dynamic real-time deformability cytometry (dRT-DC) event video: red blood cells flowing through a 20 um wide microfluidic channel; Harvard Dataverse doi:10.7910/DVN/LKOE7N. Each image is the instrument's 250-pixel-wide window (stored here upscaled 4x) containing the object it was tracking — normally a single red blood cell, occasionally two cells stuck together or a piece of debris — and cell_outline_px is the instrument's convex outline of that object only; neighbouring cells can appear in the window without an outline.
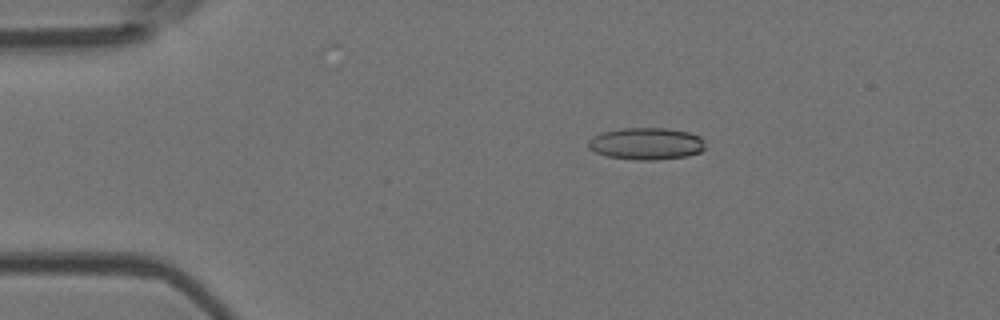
{"species": "Egyptian fruit bat (a non-hibernating species)", "species_latin": "Rousettus aegyptiacus", "temperature_condition": "room temperature", "stored_images_in_passage": 7, "camera_frame_rate_fps": 3000, "um_per_image_px": 0.085, "animal": {"sex": "female"}, "frame": {"image": 1, "passage_image": 3, "time_ms": 2.0, "image_size_px": [1000, 320], "cell_outline_px": [[704, 148], [700, 152], [688, 156], [656, 160], [636, 160], [608, 156], [596, 152], [588, 148], [588, 140], [592, 136], [600, 132], [620, 128], [664, 128], [688, 132], [700, 136], [704, 140]], "centroid_in_image_um": [54.92, 12.21], "position_along_channel_um": 30.1, "area_um2": 21.96}}
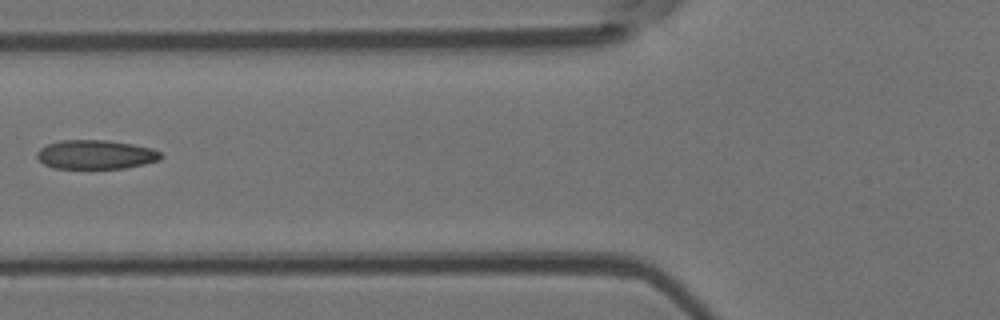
{"frame": {"image": 2, "passage_image": 6, "time_ms": 5.667, "image_size_px": [1000, 320], "cell_outline_px": [[164, 156], [160, 160], [144, 164], [124, 168], [56, 168], [44, 164], [36, 156], [36, 152], [40, 148], [48, 144], [60, 140], [108, 140], [132, 144], [152, 148], [160, 152]], "centroid_in_image_um": [8.15, 13.13], "position_along_channel_um": 117.6, "area_um2": 20.98}}
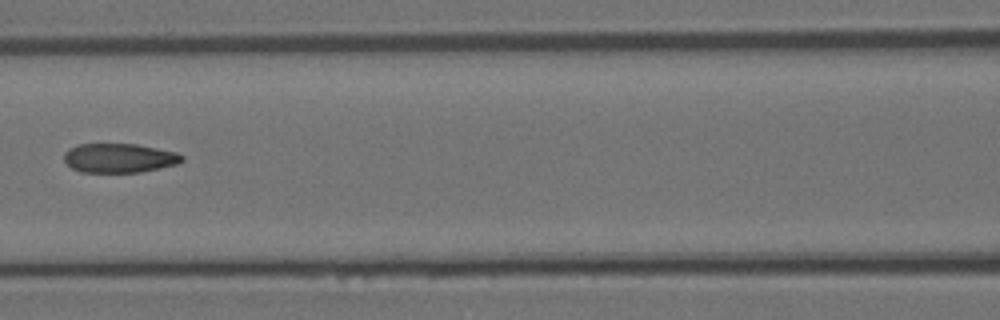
{"frame": {"image": 3, "passage_image": 7, "time_ms": 6.667, "image_size_px": [1000, 320], "cell_outline_px": [[184, 160], [176, 164], [160, 168], [140, 172], [80, 172], [72, 168], [64, 160], [64, 152], [68, 148], [76, 144], [136, 144], [176, 152], [184, 156]], "centroid_in_image_um": [10.11, 13.43], "position_along_channel_um": 156.5, "area_um2": 20.11}}